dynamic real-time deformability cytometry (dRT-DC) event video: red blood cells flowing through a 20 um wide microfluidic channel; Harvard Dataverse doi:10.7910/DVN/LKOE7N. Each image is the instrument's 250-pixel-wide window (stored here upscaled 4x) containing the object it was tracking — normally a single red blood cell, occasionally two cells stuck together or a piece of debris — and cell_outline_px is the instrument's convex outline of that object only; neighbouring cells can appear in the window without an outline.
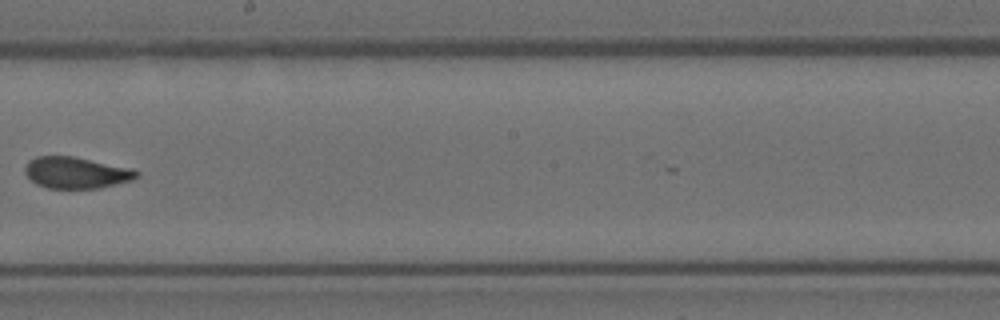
{"species": "Egyptian fruit bat (a non-hibernating species)", "species_latin": "Rousettus aegyptiacus", "temperature_condition": "room temperature", "stored_images_in_passage": 8, "camera_frame_rate_fps": 3000, "um_per_image_px": 0.085, "animal": {"sex": "female"}, "frame": {"image": 1, "passage_image": 8, "time_ms": 2.333, "image_size_px": [1000, 320], "cell_outline_px": [[140, 176], [132, 180], [100, 188], [48, 188], [36, 184], [24, 172], [24, 168], [28, 160], [36, 156], [72, 156], [132, 168], [140, 172]], "centroid_in_image_um": [6.48, 14.67], "position_along_channel_um": 241.7, "area_um2": 20.52}}